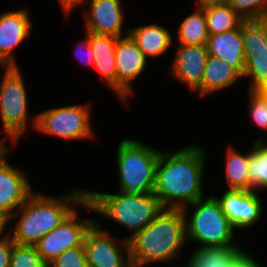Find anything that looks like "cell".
<instances>
[{"label":"cell","mask_w":267,"mask_h":267,"mask_svg":"<svg viewBox=\"0 0 267 267\" xmlns=\"http://www.w3.org/2000/svg\"><path fill=\"white\" fill-rule=\"evenodd\" d=\"M14 242L9 235L0 239V267H9Z\"/></svg>","instance_id":"cell-33"},{"label":"cell","mask_w":267,"mask_h":267,"mask_svg":"<svg viewBox=\"0 0 267 267\" xmlns=\"http://www.w3.org/2000/svg\"><path fill=\"white\" fill-rule=\"evenodd\" d=\"M90 1L89 9L84 13L85 31L95 34L122 37L123 14L120 0H83ZM86 14V15H85Z\"/></svg>","instance_id":"cell-16"},{"label":"cell","mask_w":267,"mask_h":267,"mask_svg":"<svg viewBox=\"0 0 267 267\" xmlns=\"http://www.w3.org/2000/svg\"><path fill=\"white\" fill-rule=\"evenodd\" d=\"M76 210L74 209L54 230L42 237L35 245L47 266L65 250L83 246L87 232L96 223L93 219H79Z\"/></svg>","instance_id":"cell-9"},{"label":"cell","mask_w":267,"mask_h":267,"mask_svg":"<svg viewBox=\"0 0 267 267\" xmlns=\"http://www.w3.org/2000/svg\"><path fill=\"white\" fill-rule=\"evenodd\" d=\"M58 2L59 4L61 3L65 15L69 16V14L72 13V10L79 5H82L83 0H58Z\"/></svg>","instance_id":"cell-34"},{"label":"cell","mask_w":267,"mask_h":267,"mask_svg":"<svg viewBox=\"0 0 267 267\" xmlns=\"http://www.w3.org/2000/svg\"><path fill=\"white\" fill-rule=\"evenodd\" d=\"M91 105L79 104L55 107L33 115L32 127L41 133L63 140H82L93 137Z\"/></svg>","instance_id":"cell-8"},{"label":"cell","mask_w":267,"mask_h":267,"mask_svg":"<svg viewBox=\"0 0 267 267\" xmlns=\"http://www.w3.org/2000/svg\"><path fill=\"white\" fill-rule=\"evenodd\" d=\"M225 160L228 189L249 190V152L243 155L231 145Z\"/></svg>","instance_id":"cell-25"},{"label":"cell","mask_w":267,"mask_h":267,"mask_svg":"<svg viewBox=\"0 0 267 267\" xmlns=\"http://www.w3.org/2000/svg\"><path fill=\"white\" fill-rule=\"evenodd\" d=\"M6 139L5 137L3 139H0V161L6 156L8 155V146L6 145Z\"/></svg>","instance_id":"cell-38"},{"label":"cell","mask_w":267,"mask_h":267,"mask_svg":"<svg viewBox=\"0 0 267 267\" xmlns=\"http://www.w3.org/2000/svg\"><path fill=\"white\" fill-rule=\"evenodd\" d=\"M242 41L244 52L267 51V19L244 21Z\"/></svg>","instance_id":"cell-26"},{"label":"cell","mask_w":267,"mask_h":267,"mask_svg":"<svg viewBox=\"0 0 267 267\" xmlns=\"http://www.w3.org/2000/svg\"><path fill=\"white\" fill-rule=\"evenodd\" d=\"M227 3L245 21L267 19V0H229Z\"/></svg>","instance_id":"cell-28"},{"label":"cell","mask_w":267,"mask_h":267,"mask_svg":"<svg viewBox=\"0 0 267 267\" xmlns=\"http://www.w3.org/2000/svg\"><path fill=\"white\" fill-rule=\"evenodd\" d=\"M9 267H47L36 246L14 244Z\"/></svg>","instance_id":"cell-29"},{"label":"cell","mask_w":267,"mask_h":267,"mask_svg":"<svg viewBox=\"0 0 267 267\" xmlns=\"http://www.w3.org/2000/svg\"><path fill=\"white\" fill-rule=\"evenodd\" d=\"M243 76L224 60L208 55L201 88L196 92L201 98L232 87Z\"/></svg>","instance_id":"cell-20"},{"label":"cell","mask_w":267,"mask_h":267,"mask_svg":"<svg viewBox=\"0 0 267 267\" xmlns=\"http://www.w3.org/2000/svg\"><path fill=\"white\" fill-rule=\"evenodd\" d=\"M160 151L138 139L125 138L117 147L120 189L128 195L153 193Z\"/></svg>","instance_id":"cell-5"},{"label":"cell","mask_w":267,"mask_h":267,"mask_svg":"<svg viewBox=\"0 0 267 267\" xmlns=\"http://www.w3.org/2000/svg\"><path fill=\"white\" fill-rule=\"evenodd\" d=\"M252 90L267 98V75Z\"/></svg>","instance_id":"cell-36"},{"label":"cell","mask_w":267,"mask_h":267,"mask_svg":"<svg viewBox=\"0 0 267 267\" xmlns=\"http://www.w3.org/2000/svg\"><path fill=\"white\" fill-rule=\"evenodd\" d=\"M216 199L234 229H250L262 218L263 203L256 191L227 189Z\"/></svg>","instance_id":"cell-12"},{"label":"cell","mask_w":267,"mask_h":267,"mask_svg":"<svg viewBox=\"0 0 267 267\" xmlns=\"http://www.w3.org/2000/svg\"><path fill=\"white\" fill-rule=\"evenodd\" d=\"M79 206L127 228L132 232L124 237L127 241L150 224L163 209L154 193L128 195L122 191L109 194L86 190V199Z\"/></svg>","instance_id":"cell-4"},{"label":"cell","mask_w":267,"mask_h":267,"mask_svg":"<svg viewBox=\"0 0 267 267\" xmlns=\"http://www.w3.org/2000/svg\"><path fill=\"white\" fill-rule=\"evenodd\" d=\"M128 243L132 267L174 261L187 243L182 209H162Z\"/></svg>","instance_id":"cell-3"},{"label":"cell","mask_w":267,"mask_h":267,"mask_svg":"<svg viewBox=\"0 0 267 267\" xmlns=\"http://www.w3.org/2000/svg\"><path fill=\"white\" fill-rule=\"evenodd\" d=\"M248 252L239 245L205 246L193 250L188 267H235Z\"/></svg>","instance_id":"cell-19"},{"label":"cell","mask_w":267,"mask_h":267,"mask_svg":"<svg viewBox=\"0 0 267 267\" xmlns=\"http://www.w3.org/2000/svg\"><path fill=\"white\" fill-rule=\"evenodd\" d=\"M6 226H9V218L5 216L2 212H0V239L8 235L7 233L3 235Z\"/></svg>","instance_id":"cell-37"},{"label":"cell","mask_w":267,"mask_h":267,"mask_svg":"<svg viewBox=\"0 0 267 267\" xmlns=\"http://www.w3.org/2000/svg\"><path fill=\"white\" fill-rule=\"evenodd\" d=\"M4 71L0 82V117L5 137L16 144L27 130L28 93L19 67Z\"/></svg>","instance_id":"cell-7"},{"label":"cell","mask_w":267,"mask_h":267,"mask_svg":"<svg viewBox=\"0 0 267 267\" xmlns=\"http://www.w3.org/2000/svg\"><path fill=\"white\" fill-rule=\"evenodd\" d=\"M193 206V207H192ZM188 207L195 208L191 217L187 216ZM185 222L186 242L197 241L199 248L205 246L238 245L234 244V227L222 211L215 196L201 198L182 208ZM188 217V218H187ZM189 219V220H188Z\"/></svg>","instance_id":"cell-6"},{"label":"cell","mask_w":267,"mask_h":267,"mask_svg":"<svg viewBox=\"0 0 267 267\" xmlns=\"http://www.w3.org/2000/svg\"><path fill=\"white\" fill-rule=\"evenodd\" d=\"M86 199V190L74 189L66 195L46 196L33 192L9 218V223L19 217L8 233L15 244L35 246L39 240L54 230L75 208ZM72 206V207H71Z\"/></svg>","instance_id":"cell-2"},{"label":"cell","mask_w":267,"mask_h":267,"mask_svg":"<svg viewBox=\"0 0 267 267\" xmlns=\"http://www.w3.org/2000/svg\"><path fill=\"white\" fill-rule=\"evenodd\" d=\"M169 75L197 92L201 88L208 56L206 45L177 44Z\"/></svg>","instance_id":"cell-14"},{"label":"cell","mask_w":267,"mask_h":267,"mask_svg":"<svg viewBox=\"0 0 267 267\" xmlns=\"http://www.w3.org/2000/svg\"><path fill=\"white\" fill-rule=\"evenodd\" d=\"M196 11L188 15L179 25L178 43L184 45H206L209 37L204 7L196 3Z\"/></svg>","instance_id":"cell-23"},{"label":"cell","mask_w":267,"mask_h":267,"mask_svg":"<svg viewBox=\"0 0 267 267\" xmlns=\"http://www.w3.org/2000/svg\"><path fill=\"white\" fill-rule=\"evenodd\" d=\"M249 190L267 189V137L258 138L249 150Z\"/></svg>","instance_id":"cell-24"},{"label":"cell","mask_w":267,"mask_h":267,"mask_svg":"<svg viewBox=\"0 0 267 267\" xmlns=\"http://www.w3.org/2000/svg\"><path fill=\"white\" fill-rule=\"evenodd\" d=\"M118 37L89 32V44L94 54V68L116 94L115 49Z\"/></svg>","instance_id":"cell-18"},{"label":"cell","mask_w":267,"mask_h":267,"mask_svg":"<svg viewBox=\"0 0 267 267\" xmlns=\"http://www.w3.org/2000/svg\"><path fill=\"white\" fill-rule=\"evenodd\" d=\"M206 48L208 55L224 60L242 76L245 71L242 25L232 31L209 35Z\"/></svg>","instance_id":"cell-17"},{"label":"cell","mask_w":267,"mask_h":267,"mask_svg":"<svg viewBox=\"0 0 267 267\" xmlns=\"http://www.w3.org/2000/svg\"><path fill=\"white\" fill-rule=\"evenodd\" d=\"M47 267H89L84 246L65 250Z\"/></svg>","instance_id":"cell-31"},{"label":"cell","mask_w":267,"mask_h":267,"mask_svg":"<svg viewBox=\"0 0 267 267\" xmlns=\"http://www.w3.org/2000/svg\"><path fill=\"white\" fill-rule=\"evenodd\" d=\"M243 78H251L248 89H253L267 75V51L244 52Z\"/></svg>","instance_id":"cell-27"},{"label":"cell","mask_w":267,"mask_h":267,"mask_svg":"<svg viewBox=\"0 0 267 267\" xmlns=\"http://www.w3.org/2000/svg\"><path fill=\"white\" fill-rule=\"evenodd\" d=\"M249 253L235 266V267H261V265L255 260Z\"/></svg>","instance_id":"cell-35"},{"label":"cell","mask_w":267,"mask_h":267,"mask_svg":"<svg viewBox=\"0 0 267 267\" xmlns=\"http://www.w3.org/2000/svg\"><path fill=\"white\" fill-rule=\"evenodd\" d=\"M115 62L116 95L127 103L128 98L134 95L131 84L144 73L148 60L127 33L117 40Z\"/></svg>","instance_id":"cell-11"},{"label":"cell","mask_w":267,"mask_h":267,"mask_svg":"<svg viewBox=\"0 0 267 267\" xmlns=\"http://www.w3.org/2000/svg\"><path fill=\"white\" fill-rule=\"evenodd\" d=\"M85 33H86V36H85L86 38L78 46L79 49L76 48L78 50H76L75 53H76L77 57L79 58L80 62H82V63L84 62L85 65L87 64L90 66H94V54H93L92 48L89 44V32H85Z\"/></svg>","instance_id":"cell-32"},{"label":"cell","mask_w":267,"mask_h":267,"mask_svg":"<svg viewBox=\"0 0 267 267\" xmlns=\"http://www.w3.org/2000/svg\"><path fill=\"white\" fill-rule=\"evenodd\" d=\"M6 157L0 161V212L10 218L25 204L33 190L28 177L9 164Z\"/></svg>","instance_id":"cell-15"},{"label":"cell","mask_w":267,"mask_h":267,"mask_svg":"<svg viewBox=\"0 0 267 267\" xmlns=\"http://www.w3.org/2000/svg\"><path fill=\"white\" fill-rule=\"evenodd\" d=\"M249 94V116L256 127L267 130V98L248 89Z\"/></svg>","instance_id":"cell-30"},{"label":"cell","mask_w":267,"mask_h":267,"mask_svg":"<svg viewBox=\"0 0 267 267\" xmlns=\"http://www.w3.org/2000/svg\"><path fill=\"white\" fill-rule=\"evenodd\" d=\"M32 22L27 9L0 13V68L18 67L14 50L26 40Z\"/></svg>","instance_id":"cell-13"},{"label":"cell","mask_w":267,"mask_h":267,"mask_svg":"<svg viewBox=\"0 0 267 267\" xmlns=\"http://www.w3.org/2000/svg\"><path fill=\"white\" fill-rule=\"evenodd\" d=\"M113 238L96 221L83 242L89 267H132L128 241L121 238L116 243Z\"/></svg>","instance_id":"cell-10"},{"label":"cell","mask_w":267,"mask_h":267,"mask_svg":"<svg viewBox=\"0 0 267 267\" xmlns=\"http://www.w3.org/2000/svg\"><path fill=\"white\" fill-rule=\"evenodd\" d=\"M196 3H219V2H223V3H227L229 0H196Z\"/></svg>","instance_id":"cell-39"},{"label":"cell","mask_w":267,"mask_h":267,"mask_svg":"<svg viewBox=\"0 0 267 267\" xmlns=\"http://www.w3.org/2000/svg\"><path fill=\"white\" fill-rule=\"evenodd\" d=\"M125 33H128L148 59L149 57L155 58L165 54L173 45V37L168 29L158 24L128 28Z\"/></svg>","instance_id":"cell-21"},{"label":"cell","mask_w":267,"mask_h":267,"mask_svg":"<svg viewBox=\"0 0 267 267\" xmlns=\"http://www.w3.org/2000/svg\"><path fill=\"white\" fill-rule=\"evenodd\" d=\"M205 9L207 31L209 35L232 31L245 21L228 3H199Z\"/></svg>","instance_id":"cell-22"},{"label":"cell","mask_w":267,"mask_h":267,"mask_svg":"<svg viewBox=\"0 0 267 267\" xmlns=\"http://www.w3.org/2000/svg\"><path fill=\"white\" fill-rule=\"evenodd\" d=\"M206 153L195 144L175 152L160 151L153 193L163 209H182L205 197L202 179Z\"/></svg>","instance_id":"cell-1"}]
</instances>
